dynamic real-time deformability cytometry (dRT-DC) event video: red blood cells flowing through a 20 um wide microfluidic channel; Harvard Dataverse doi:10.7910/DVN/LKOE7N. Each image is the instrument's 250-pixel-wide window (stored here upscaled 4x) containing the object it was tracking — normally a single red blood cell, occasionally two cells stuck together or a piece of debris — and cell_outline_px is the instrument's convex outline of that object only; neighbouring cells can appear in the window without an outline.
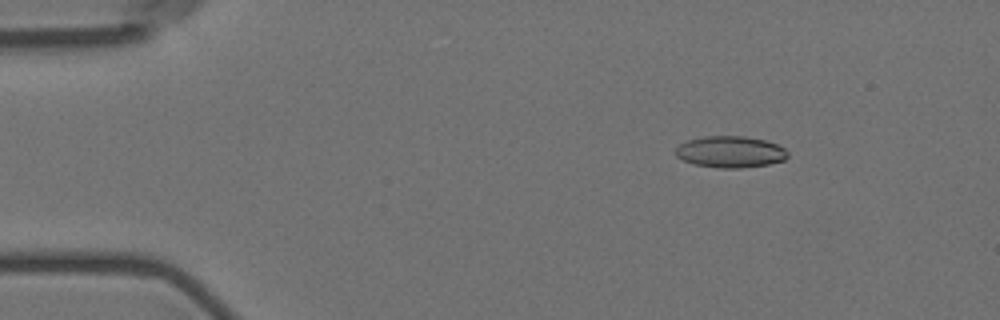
{"species": "Egyptian fruit bat (a non-hibernating species)", "species_latin": "Rousettus aegyptiacus", "temperature_condition": "room temperature", "stored_images_in_passage": 7, "camera_frame_rate_fps": 3000, "um_per_image_px": 0.085, "animal": {"sex": "female"}, "frame": {"image": 1, "passage_image": 3, "time_ms": 2.333, "image_size_px": [1000, 320], "cell_outline_px": [[788, 156], [784, 160], [768, 164], [740, 168], [720, 168], [696, 164], [684, 160], [676, 156], [676, 148], [680, 144], [688, 140], [704, 136], [744, 136], [764, 140], [776, 144], [784, 148], [788, 152]], "centroid_in_image_um": [62.09, 12.9], "position_along_channel_um": 22.9, "area_um2": 20.4}}
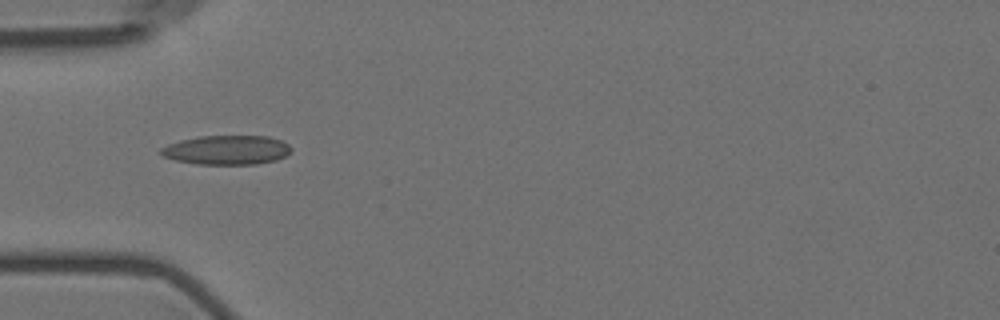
{"frame": {"image": 2, "passage_image": 6, "time_ms": 5.667, "image_size_px": [1000, 320], "cell_outline_px": [[292, 148], [284, 156], [276, 160], [256, 164], [196, 164], [176, 160], [164, 156], [160, 152], [160, 148], [168, 144], [180, 140], [200, 136], [268, 136], [280, 140], [288, 144]], "centroid_in_image_um": [19.26, 12.74], "position_along_channel_um": 65.7, "area_um2": 22.08}}
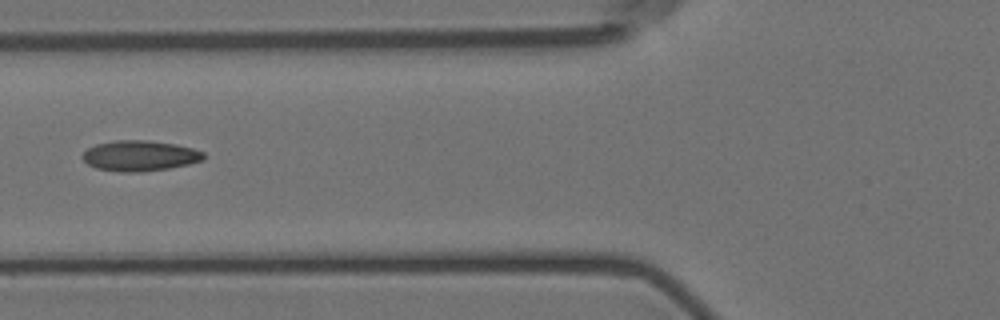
{"frame": {"image": 3, "passage_image": 7, "time_ms": 7.0, "image_size_px": [1000, 320], "cell_outline_px": [[204, 160], [188, 164], [168, 168], [140, 172], [120, 172], [96, 168], [88, 164], [80, 156], [88, 148], [96, 144], [116, 140], [148, 140], [176, 144], [192, 148], [204, 152]], "centroid_in_image_um": [11.87, 13.24], "position_along_channel_um": 113.9, "area_um2": 21.56}}